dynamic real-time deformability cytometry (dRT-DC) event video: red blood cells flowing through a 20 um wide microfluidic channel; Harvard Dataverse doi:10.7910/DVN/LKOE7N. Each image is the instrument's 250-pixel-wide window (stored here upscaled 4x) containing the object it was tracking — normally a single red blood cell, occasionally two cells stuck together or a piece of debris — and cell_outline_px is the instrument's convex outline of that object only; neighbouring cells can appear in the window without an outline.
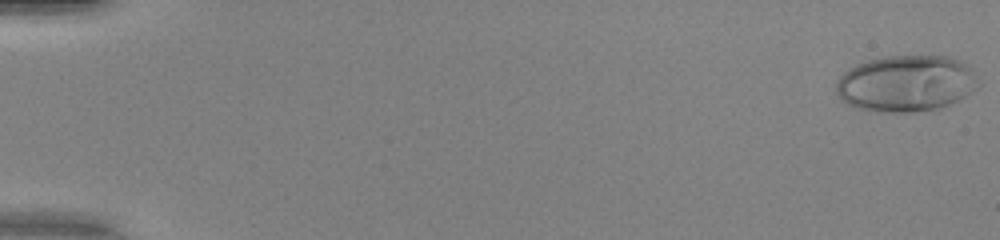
{"species": "human", "species_latin": "Homo sapiens", "temperature_condition": "warm", "stored_images_in_passage": 29, "camera_frame_rate_fps": 3000, "um_per_image_px": 0.085, "donor": {"sex": "female"}, "frame": {"image": 1, "passage_image": 1, "time_ms": 0.0, "image_size_px": [1000, 240], "cell_outline_px": [[980, 84], [976, 88], [964, 96], [948, 104], [936, 108], [912, 112], [876, 112], [856, 108], [848, 104], [836, 92], [836, 80], [844, 72], [856, 64], [868, 60], [884, 56], [948, 56], [960, 60], [972, 68]], "centroid_in_image_um": [77.01, 7.08], "position_along_channel_um": 8.0, "area_um2": 46.7}}
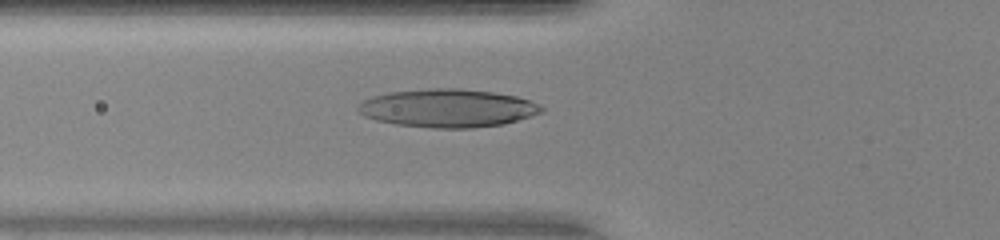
{"frame": {"image": 2, "passage_image": 20, "time_ms": 6.333, "image_size_px": [1000, 240], "cell_outline_px": [[544, 112], [504, 124], [472, 128], [432, 128], [396, 124], [376, 120], [364, 116], [356, 112], [356, 104], [372, 96], [388, 92], [432, 88], [460, 88], [492, 92], [516, 96], [540, 104], [544, 108]], "centroid_in_image_um": [38.02, 9.19], "position_along_channel_um": 87.8, "area_um2": 41.1}}
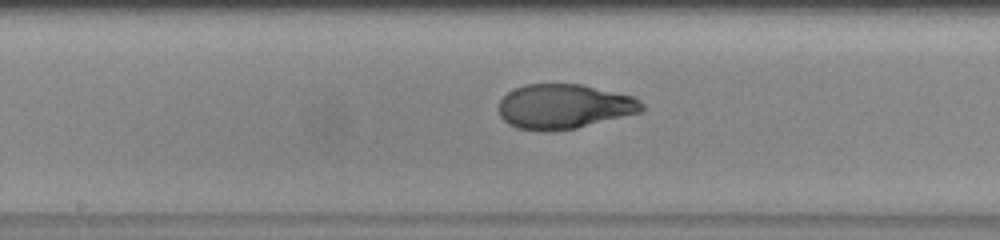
{"frame": {"image": 3, "passage_image": 28, "time_ms": 9.0, "image_size_px": [1000, 240], "cell_outline_px": [[644, 108], [640, 112], [576, 128], [552, 132], [540, 132], [516, 128], [508, 124], [500, 116], [500, 100], [508, 92], [524, 84], [580, 84], [632, 96], [640, 100], [644, 104]], "centroid_in_image_um": [47.92, 9.07], "position_along_channel_um": 200.3, "area_um2": 37.28}}